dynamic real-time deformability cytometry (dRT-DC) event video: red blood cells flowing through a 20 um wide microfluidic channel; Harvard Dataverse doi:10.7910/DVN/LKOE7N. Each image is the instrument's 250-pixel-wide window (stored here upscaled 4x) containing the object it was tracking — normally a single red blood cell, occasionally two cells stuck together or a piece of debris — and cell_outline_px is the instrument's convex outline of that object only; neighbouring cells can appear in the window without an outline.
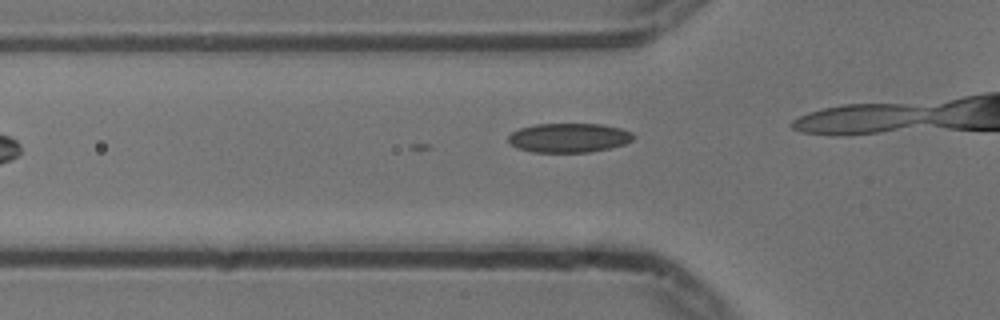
{"species": "common noctule bat (a hibernating species)", "species_latin": "Nyctalus noctula", "temperature_condition": "cold", "stored_images_in_passage": 6, "camera_frame_rate_fps": 3000, "um_per_image_px": 0.085, "animal": {"sex": "male", "body_mass_g": 13.3}, "frame": {"image": 1, "passage_image": 2, "time_ms": 0.333, "image_size_px": [1000, 320], "cell_outline_px": [[636, 136], [632, 140], [624, 144], [608, 148], [588, 152], [532, 152], [520, 148], [512, 144], [508, 140], [508, 136], [512, 132], [520, 128], [536, 124], [600, 124], [620, 128], [632, 132]], "centroid_in_image_um": [48.37, 11.7], "position_along_channel_um": 77.4, "area_um2": 21.15}}
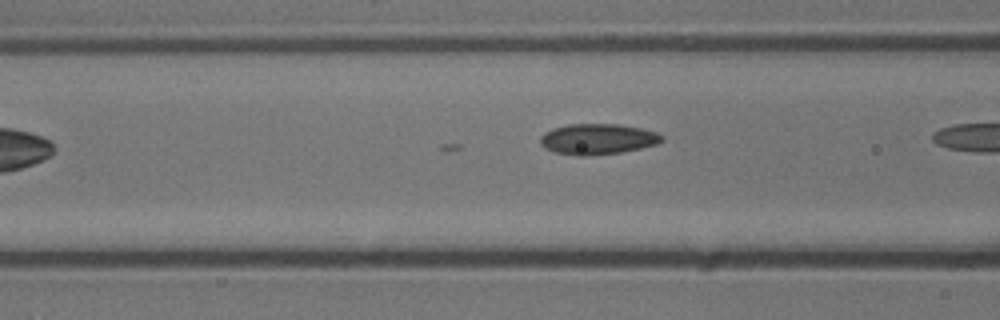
{"frame": {"image": 2, "passage_image": 5, "time_ms": 1.333, "image_size_px": [1000, 320], "cell_outline_px": [[664, 140], [656, 144], [640, 148], [620, 152], [584, 156], [576, 156], [556, 152], [544, 148], [540, 144], [540, 136], [544, 132], [552, 128], [568, 124], [620, 124], [640, 128], [656, 132], [664, 136]], "centroid_in_image_um": [50.77, 11.81], "position_along_channel_um": 115.8, "area_um2": 21.79}}